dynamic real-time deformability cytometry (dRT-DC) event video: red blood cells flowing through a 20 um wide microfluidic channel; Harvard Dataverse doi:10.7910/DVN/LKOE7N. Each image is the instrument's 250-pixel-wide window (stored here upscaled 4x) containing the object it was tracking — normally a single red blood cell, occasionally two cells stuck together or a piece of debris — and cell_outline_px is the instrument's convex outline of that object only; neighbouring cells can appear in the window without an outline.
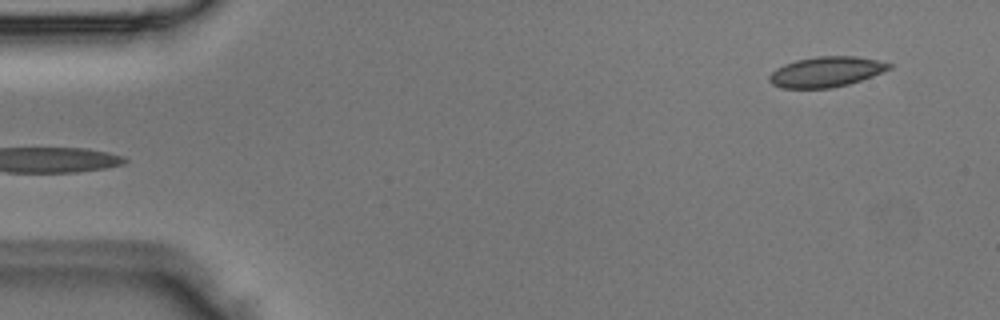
{"species": "Egyptian fruit bat (a non-hibernating species)", "species_latin": "Rousettus aegyptiacus", "temperature_condition": "room temperature", "stored_images_in_passage": 5, "camera_frame_rate_fps": 3000, "um_per_image_px": 0.085, "animal": {"sex": "male"}, "frame": {"image": 1, "passage_image": 5, "time_ms": 1.333, "image_size_px": [1000, 320], "cell_outline_px": [[892, 68], [872, 76], [848, 84], [832, 88], [780, 88], [772, 84], [768, 80], [768, 76], [776, 68], [784, 64], [796, 60], [816, 56], [856, 56], [876, 60], [892, 64]], "centroid_in_image_um": [70.19, 6.1], "position_along_channel_um": 14.8, "area_um2": 21.15}}